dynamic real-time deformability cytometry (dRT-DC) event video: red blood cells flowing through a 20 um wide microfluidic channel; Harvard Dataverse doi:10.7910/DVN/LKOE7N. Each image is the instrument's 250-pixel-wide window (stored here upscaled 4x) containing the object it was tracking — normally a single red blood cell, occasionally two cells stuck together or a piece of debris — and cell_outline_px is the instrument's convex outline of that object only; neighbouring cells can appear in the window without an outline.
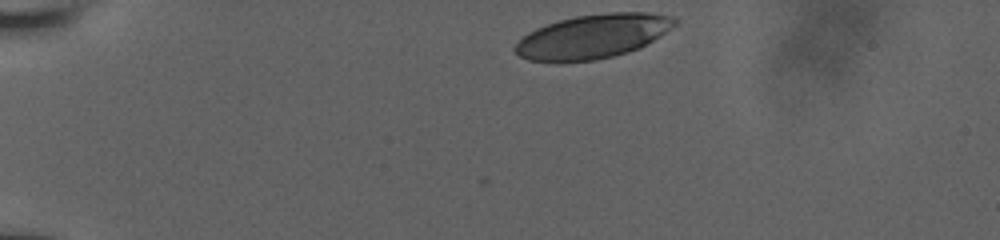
{"species": "human", "species_latin": "Homo sapiens", "temperature_condition": "room temperature", "stored_images_in_passage": 10, "camera_frame_rate_fps": 3000, "um_per_image_px": 0.085, "donor": {"sex": "male"}, "frame": {"image": 1, "passage_image": 1, "time_ms": 0.0, "image_size_px": [1000, 240], "cell_outline_px": [[680, 20], [676, 24], [660, 36], [628, 52], [596, 60], [528, 60], [520, 56], [512, 48], [528, 32], [536, 28], [560, 20], [576, 16], [608, 12], [644, 12], [672, 16]], "centroid_in_image_um": [50.42, 3.06], "position_along_channel_um": 34.6, "area_um2": 40.23}}
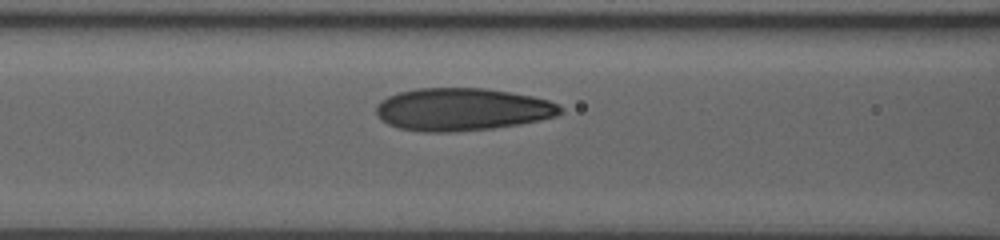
{"frame": {"image": 2, "passage_image": 7, "time_ms": 4.333, "image_size_px": [1000, 240], "cell_outline_px": [[564, 108], [556, 116], [540, 120], [520, 124], [492, 128], [452, 132], [424, 132], [400, 128], [388, 124], [376, 112], [376, 104], [380, 100], [388, 96], [400, 92], [416, 88], [484, 88], [512, 92], [532, 96], [548, 100]], "centroid_in_image_um": [39.28, 9.29], "position_along_channel_um": 127.3, "area_um2": 45.66}}
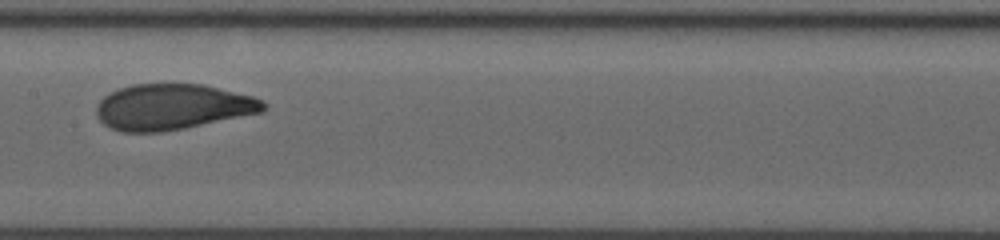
{"frame": {"image": 3, "passage_image": 9, "time_ms": 6.0, "image_size_px": [1000, 240], "cell_outline_px": [[268, 108], [260, 112], [184, 128], [160, 132], [120, 132], [104, 124], [96, 116], [96, 108], [100, 100], [104, 96], [120, 88], [132, 84], [204, 84], [252, 96], [268, 104]], "centroid_in_image_um": [14.64, 9.08], "position_along_channel_um": 192.8, "area_um2": 44.27}}